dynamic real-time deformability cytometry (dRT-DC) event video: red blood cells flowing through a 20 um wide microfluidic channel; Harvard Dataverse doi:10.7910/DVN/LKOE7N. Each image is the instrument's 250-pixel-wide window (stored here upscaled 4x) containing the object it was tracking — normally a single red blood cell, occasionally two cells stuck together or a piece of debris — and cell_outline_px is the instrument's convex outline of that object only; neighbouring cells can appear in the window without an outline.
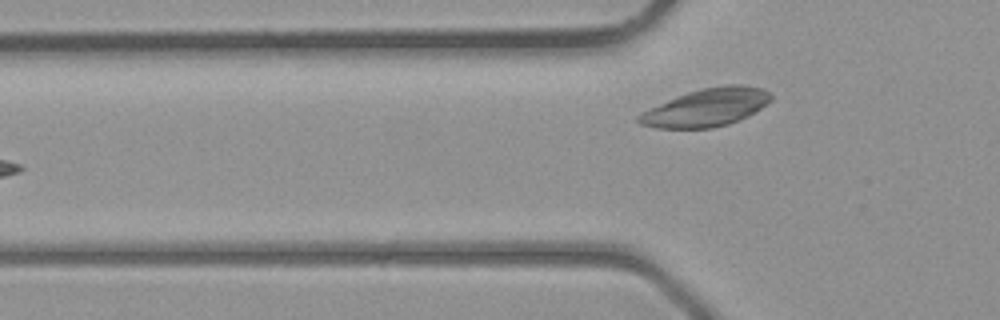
{"species": "common noctule bat (a hibernating species)", "species_latin": "Nyctalus noctula", "temperature_condition": "room temperature", "stored_images_in_passage": 4, "camera_frame_rate_fps": 3000, "um_per_image_px": 0.085, "animal": {"sex": "male", "body_mass_g": 23.1, "forearm_length_mm": 52.7}, "frame": {"image": 1, "passage_image": 4, "time_ms": 4.333, "image_size_px": [1000, 320], "cell_outline_px": [[772, 100], [768, 104], [748, 116], [728, 124], [712, 128], [656, 128], [640, 124], [636, 120], [636, 116], [668, 100], [688, 92], [700, 88], [724, 84], [744, 84], [764, 88], [772, 96]], "centroid_in_image_um": [60.1, 9.12], "position_along_channel_um": 65.7, "area_um2": 29.19}}